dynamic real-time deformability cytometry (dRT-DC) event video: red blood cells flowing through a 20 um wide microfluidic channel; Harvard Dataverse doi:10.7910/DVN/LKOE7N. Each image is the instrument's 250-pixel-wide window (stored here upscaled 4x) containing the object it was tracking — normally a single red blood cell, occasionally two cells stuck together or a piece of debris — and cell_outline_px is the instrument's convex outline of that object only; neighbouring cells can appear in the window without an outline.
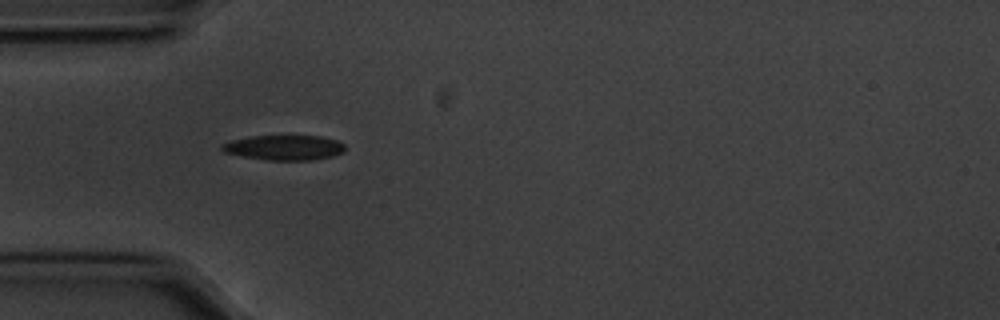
{"species": "common noctule bat (a hibernating species)", "species_latin": "Nyctalus noctula", "temperature_condition": "cold", "stored_images_in_passage": 40, "camera_frame_rate_fps": 3000, "um_per_image_px": 0.085, "animal": {"sex": "male", "body_mass_g": 20.1, "forearm_length_mm": 53.5}, "frame": {"image": 1, "passage_image": 1, "time_ms": 0.0, "image_size_px": [1000, 320], "cell_outline_px": [[344, 152], [332, 156], [312, 160], [268, 160], [240, 156], [224, 152], [220, 148], [220, 144], [232, 140], [252, 136], [320, 136], [336, 140], [344, 144]], "centroid_in_image_um": [24.13, 12.55], "position_along_channel_um": 60.9, "area_um2": 17.92}}
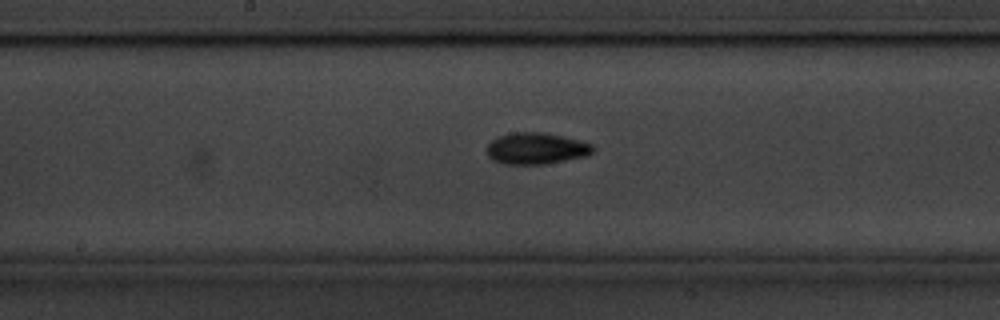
{"frame": {"image": 2, "passage_image": 13, "time_ms": 4.0, "image_size_px": [1000, 320], "cell_outline_px": [[596, 148], [588, 156], [544, 164], [504, 164], [492, 160], [488, 156], [488, 144], [492, 140], [500, 136], [512, 132], [544, 132], [564, 136], [592, 144]], "centroid_in_image_um": [45.6, 12.62], "position_along_channel_um": 202.6, "area_um2": 19.54}}
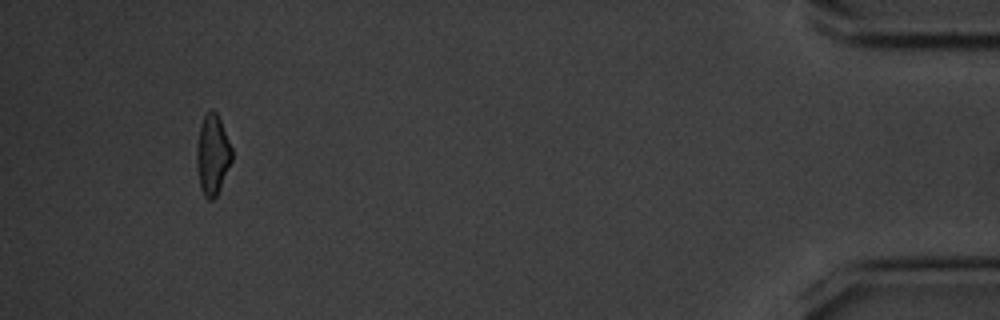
{"frame": {"image": 3, "passage_image": 37, "time_ms": 12.0, "image_size_px": [1000, 320], "cell_outline_px": [[232, 160], [220, 188], [216, 196], [212, 200], [208, 200], [204, 196], [200, 188], [196, 164], [196, 144], [200, 124], [204, 116], [212, 108], [216, 112], [220, 120], [232, 148]], "centroid_in_image_um": [18.04, 13.16], "position_along_channel_um": 417.2, "area_um2": 16.53}, "authors_computed_cell_mechanics": {"area_um2": 17.0221, "velocity_mm_per_s": 3.5735, "shape_relaxation_time_tau1_ms": 2.6949, "shape_relaxation_time_tau2_ms": 8.3339, "deformation_change_tau1": 0.1112, "deformation_change_tau2": 0.1716}}